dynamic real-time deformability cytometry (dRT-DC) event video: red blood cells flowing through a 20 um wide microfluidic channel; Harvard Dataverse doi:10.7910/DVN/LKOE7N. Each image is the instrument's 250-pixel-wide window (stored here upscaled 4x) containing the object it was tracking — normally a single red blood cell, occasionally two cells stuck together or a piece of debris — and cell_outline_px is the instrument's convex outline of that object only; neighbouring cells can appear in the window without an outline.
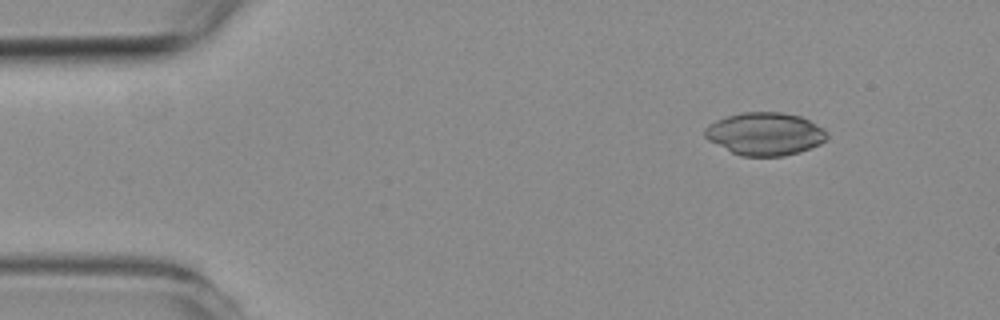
{"species": "common noctule bat (a hibernating species)", "species_latin": "Nyctalus noctula", "temperature_condition": "room temperature", "stored_images_in_passage": 5, "camera_frame_rate_fps": 3000, "um_per_image_px": 0.085, "animal": {"sex": "female", "body_mass_g": 19.3, "forearm_length_mm": 54.1}, "frame": {"image": 1, "passage_image": 1, "time_ms": 0.0, "image_size_px": [1000, 320], "cell_outline_px": [[828, 136], [820, 144], [800, 152], [784, 156], [740, 156], [708, 140], [704, 136], [704, 128], [708, 124], [716, 120], [740, 112], [780, 112], [800, 116], [824, 128], [828, 132]], "centroid_in_image_um": [65.02, 11.38], "position_along_channel_um": 20.0, "area_um2": 30.52}}